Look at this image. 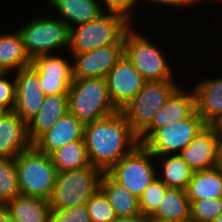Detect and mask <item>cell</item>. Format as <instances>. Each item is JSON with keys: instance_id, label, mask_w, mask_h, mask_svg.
<instances>
[{"instance_id": "1", "label": "cell", "mask_w": 222, "mask_h": 222, "mask_svg": "<svg viewBox=\"0 0 222 222\" xmlns=\"http://www.w3.org/2000/svg\"><path fill=\"white\" fill-rule=\"evenodd\" d=\"M84 141L90 164L103 173L139 145L138 136L120 110L85 124Z\"/></svg>"}, {"instance_id": "2", "label": "cell", "mask_w": 222, "mask_h": 222, "mask_svg": "<svg viewBox=\"0 0 222 222\" xmlns=\"http://www.w3.org/2000/svg\"><path fill=\"white\" fill-rule=\"evenodd\" d=\"M134 24L123 16L104 12L98 18L70 28L67 53H84L99 47L124 43V34Z\"/></svg>"}, {"instance_id": "3", "label": "cell", "mask_w": 222, "mask_h": 222, "mask_svg": "<svg viewBox=\"0 0 222 222\" xmlns=\"http://www.w3.org/2000/svg\"><path fill=\"white\" fill-rule=\"evenodd\" d=\"M68 109L84 125L118 111L110 100L105 78L73 79Z\"/></svg>"}, {"instance_id": "4", "label": "cell", "mask_w": 222, "mask_h": 222, "mask_svg": "<svg viewBox=\"0 0 222 222\" xmlns=\"http://www.w3.org/2000/svg\"><path fill=\"white\" fill-rule=\"evenodd\" d=\"M148 38L131 25L124 34V55L146 82L174 80L173 68L162 47Z\"/></svg>"}, {"instance_id": "5", "label": "cell", "mask_w": 222, "mask_h": 222, "mask_svg": "<svg viewBox=\"0 0 222 222\" xmlns=\"http://www.w3.org/2000/svg\"><path fill=\"white\" fill-rule=\"evenodd\" d=\"M102 174L103 172L93 165L57 173L49 199L51 209H70L86 205L100 188Z\"/></svg>"}, {"instance_id": "6", "label": "cell", "mask_w": 222, "mask_h": 222, "mask_svg": "<svg viewBox=\"0 0 222 222\" xmlns=\"http://www.w3.org/2000/svg\"><path fill=\"white\" fill-rule=\"evenodd\" d=\"M34 16L18 28L26 53L31 60L38 56L62 52L69 47V26L58 15ZM66 47V48H65ZM59 49V50H58Z\"/></svg>"}, {"instance_id": "7", "label": "cell", "mask_w": 222, "mask_h": 222, "mask_svg": "<svg viewBox=\"0 0 222 222\" xmlns=\"http://www.w3.org/2000/svg\"><path fill=\"white\" fill-rule=\"evenodd\" d=\"M14 160L20 194L49 200L57 175L51 156L32 146Z\"/></svg>"}, {"instance_id": "8", "label": "cell", "mask_w": 222, "mask_h": 222, "mask_svg": "<svg viewBox=\"0 0 222 222\" xmlns=\"http://www.w3.org/2000/svg\"><path fill=\"white\" fill-rule=\"evenodd\" d=\"M175 80L145 82L143 88L120 110L131 130L139 136L179 87Z\"/></svg>"}, {"instance_id": "9", "label": "cell", "mask_w": 222, "mask_h": 222, "mask_svg": "<svg viewBox=\"0 0 222 222\" xmlns=\"http://www.w3.org/2000/svg\"><path fill=\"white\" fill-rule=\"evenodd\" d=\"M155 159V156L144 145L139 144L106 173L139 198L145 188L157 178Z\"/></svg>"}, {"instance_id": "10", "label": "cell", "mask_w": 222, "mask_h": 222, "mask_svg": "<svg viewBox=\"0 0 222 222\" xmlns=\"http://www.w3.org/2000/svg\"><path fill=\"white\" fill-rule=\"evenodd\" d=\"M205 125L195 111L187 119L157 130L143 145L154 156L179 154Z\"/></svg>"}, {"instance_id": "11", "label": "cell", "mask_w": 222, "mask_h": 222, "mask_svg": "<svg viewBox=\"0 0 222 222\" xmlns=\"http://www.w3.org/2000/svg\"><path fill=\"white\" fill-rule=\"evenodd\" d=\"M69 55L73 63V79L105 78L124 55V43Z\"/></svg>"}, {"instance_id": "12", "label": "cell", "mask_w": 222, "mask_h": 222, "mask_svg": "<svg viewBox=\"0 0 222 222\" xmlns=\"http://www.w3.org/2000/svg\"><path fill=\"white\" fill-rule=\"evenodd\" d=\"M61 55L46 54L32 60L38 70L44 95H68L73 83L72 61ZM68 59V60H67Z\"/></svg>"}, {"instance_id": "13", "label": "cell", "mask_w": 222, "mask_h": 222, "mask_svg": "<svg viewBox=\"0 0 222 222\" xmlns=\"http://www.w3.org/2000/svg\"><path fill=\"white\" fill-rule=\"evenodd\" d=\"M196 111L195 95L191 88L181 85L171 94L165 105L154 116L151 124L138 136L139 144H144L157 130L169 124L183 121Z\"/></svg>"}, {"instance_id": "14", "label": "cell", "mask_w": 222, "mask_h": 222, "mask_svg": "<svg viewBox=\"0 0 222 222\" xmlns=\"http://www.w3.org/2000/svg\"><path fill=\"white\" fill-rule=\"evenodd\" d=\"M108 94L113 105L121 110L146 82L125 55L107 73Z\"/></svg>"}, {"instance_id": "15", "label": "cell", "mask_w": 222, "mask_h": 222, "mask_svg": "<svg viewBox=\"0 0 222 222\" xmlns=\"http://www.w3.org/2000/svg\"><path fill=\"white\" fill-rule=\"evenodd\" d=\"M15 108L14 112L28 123L39 111L44 93L40 86L38 70L31 64L14 72Z\"/></svg>"}, {"instance_id": "16", "label": "cell", "mask_w": 222, "mask_h": 222, "mask_svg": "<svg viewBox=\"0 0 222 222\" xmlns=\"http://www.w3.org/2000/svg\"><path fill=\"white\" fill-rule=\"evenodd\" d=\"M217 138L218 126L205 125L178 155L194 172L214 168Z\"/></svg>"}, {"instance_id": "17", "label": "cell", "mask_w": 222, "mask_h": 222, "mask_svg": "<svg viewBox=\"0 0 222 222\" xmlns=\"http://www.w3.org/2000/svg\"><path fill=\"white\" fill-rule=\"evenodd\" d=\"M32 146L27 123L14 111H6L0 117V158L15 159Z\"/></svg>"}, {"instance_id": "18", "label": "cell", "mask_w": 222, "mask_h": 222, "mask_svg": "<svg viewBox=\"0 0 222 222\" xmlns=\"http://www.w3.org/2000/svg\"><path fill=\"white\" fill-rule=\"evenodd\" d=\"M196 112L206 125H222V77L200 79L192 88Z\"/></svg>"}, {"instance_id": "19", "label": "cell", "mask_w": 222, "mask_h": 222, "mask_svg": "<svg viewBox=\"0 0 222 222\" xmlns=\"http://www.w3.org/2000/svg\"><path fill=\"white\" fill-rule=\"evenodd\" d=\"M84 124L69 111L62 116L54 126L43 133L33 146L46 155L73 141L84 140Z\"/></svg>"}, {"instance_id": "20", "label": "cell", "mask_w": 222, "mask_h": 222, "mask_svg": "<svg viewBox=\"0 0 222 222\" xmlns=\"http://www.w3.org/2000/svg\"><path fill=\"white\" fill-rule=\"evenodd\" d=\"M48 8L59 15L69 28L85 24L104 13L100 0H46Z\"/></svg>"}, {"instance_id": "21", "label": "cell", "mask_w": 222, "mask_h": 222, "mask_svg": "<svg viewBox=\"0 0 222 222\" xmlns=\"http://www.w3.org/2000/svg\"><path fill=\"white\" fill-rule=\"evenodd\" d=\"M68 111V95L44 96L38 113L27 123L30 141L34 143Z\"/></svg>"}, {"instance_id": "22", "label": "cell", "mask_w": 222, "mask_h": 222, "mask_svg": "<svg viewBox=\"0 0 222 222\" xmlns=\"http://www.w3.org/2000/svg\"><path fill=\"white\" fill-rule=\"evenodd\" d=\"M6 206L13 222L50 221L49 200L20 194L8 201Z\"/></svg>"}, {"instance_id": "23", "label": "cell", "mask_w": 222, "mask_h": 222, "mask_svg": "<svg viewBox=\"0 0 222 222\" xmlns=\"http://www.w3.org/2000/svg\"><path fill=\"white\" fill-rule=\"evenodd\" d=\"M32 60L26 53L22 37L18 30L13 33H0V71L17 72L30 66Z\"/></svg>"}, {"instance_id": "24", "label": "cell", "mask_w": 222, "mask_h": 222, "mask_svg": "<svg viewBox=\"0 0 222 222\" xmlns=\"http://www.w3.org/2000/svg\"><path fill=\"white\" fill-rule=\"evenodd\" d=\"M100 189L107 196L117 217L141 215L139 198L115 182L106 172L102 174L100 179Z\"/></svg>"}, {"instance_id": "25", "label": "cell", "mask_w": 222, "mask_h": 222, "mask_svg": "<svg viewBox=\"0 0 222 222\" xmlns=\"http://www.w3.org/2000/svg\"><path fill=\"white\" fill-rule=\"evenodd\" d=\"M185 191L189 202L222 198V171L211 168L194 172Z\"/></svg>"}, {"instance_id": "26", "label": "cell", "mask_w": 222, "mask_h": 222, "mask_svg": "<svg viewBox=\"0 0 222 222\" xmlns=\"http://www.w3.org/2000/svg\"><path fill=\"white\" fill-rule=\"evenodd\" d=\"M149 218L190 222V202L186 191L179 188H167L157 210Z\"/></svg>"}, {"instance_id": "27", "label": "cell", "mask_w": 222, "mask_h": 222, "mask_svg": "<svg viewBox=\"0 0 222 222\" xmlns=\"http://www.w3.org/2000/svg\"><path fill=\"white\" fill-rule=\"evenodd\" d=\"M155 158L161 161L157 168L162 167H160L159 170L157 169V177L165 183L168 188L186 190L194 173L187 163L182 160L178 154L155 156Z\"/></svg>"}, {"instance_id": "28", "label": "cell", "mask_w": 222, "mask_h": 222, "mask_svg": "<svg viewBox=\"0 0 222 222\" xmlns=\"http://www.w3.org/2000/svg\"><path fill=\"white\" fill-rule=\"evenodd\" d=\"M50 156L57 173L91 165L84 140L70 142Z\"/></svg>"}, {"instance_id": "29", "label": "cell", "mask_w": 222, "mask_h": 222, "mask_svg": "<svg viewBox=\"0 0 222 222\" xmlns=\"http://www.w3.org/2000/svg\"><path fill=\"white\" fill-rule=\"evenodd\" d=\"M20 195L14 159L0 158V204Z\"/></svg>"}, {"instance_id": "30", "label": "cell", "mask_w": 222, "mask_h": 222, "mask_svg": "<svg viewBox=\"0 0 222 222\" xmlns=\"http://www.w3.org/2000/svg\"><path fill=\"white\" fill-rule=\"evenodd\" d=\"M92 222H112L117 218L107 196L99 188L86 204Z\"/></svg>"}, {"instance_id": "31", "label": "cell", "mask_w": 222, "mask_h": 222, "mask_svg": "<svg viewBox=\"0 0 222 222\" xmlns=\"http://www.w3.org/2000/svg\"><path fill=\"white\" fill-rule=\"evenodd\" d=\"M167 188L158 177L145 188L139 197V208L143 216L150 217L157 210Z\"/></svg>"}, {"instance_id": "32", "label": "cell", "mask_w": 222, "mask_h": 222, "mask_svg": "<svg viewBox=\"0 0 222 222\" xmlns=\"http://www.w3.org/2000/svg\"><path fill=\"white\" fill-rule=\"evenodd\" d=\"M222 213V198L190 202V222H214Z\"/></svg>"}, {"instance_id": "33", "label": "cell", "mask_w": 222, "mask_h": 222, "mask_svg": "<svg viewBox=\"0 0 222 222\" xmlns=\"http://www.w3.org/2000/svg\"><path fill=\"white\" fill-rule=\"evenodd\" d=\"M100 3L104 12L121 15L131 24L135 16L134 12L136 13L135 7L138 8L140 5L138 0H100Z\"/></svg>"}, {"instance_id": "34", "label": "cell", "mask_w": 222, "mask_h": 222, "mask_svg": "<svg viewBox=\"0 0 222 222\" xmlns=\"http://www.w3.org/2000/svg\"><path fill=\"white\" fill-rule=\"evenodd\" d=\"M49 222H92L86 205L70 209H51Z\"/></svg>"}, {"instance_id": "35", "label": "cell", "mask_w": 222, "mask_h": 222, "mask_svg": "<svg viewBox=\"0 0 222 222\" xmlns=\"http://www.w3.org/2000/svg\"><path fill=\"white\" fill-rule=\"evenodd\" d=\"M10 74L11 72L0 73V106L6 111H13L15 108V78L13 73L11 80Z\"/></svg>"}, {"instance_id": "36", "label": "cell", "mask_w": 222, "mask_h": 222, "mask_svg": "<svg viewBox=\"0 0 222 222\" xmlns=\"http://www.w3.org/2000/svg\"><path fill=\"white\" fill-rule=\"evenodd\" d=\"M140 1H142V0H138V3ZM145 1H147V3L149 1L150 3L154 2L152 4H159V5H163V6L165 5L166 7L167 6H169V7L173 6L176 8L178 7L180 10L184 9V8L189 9V7L191 8V6L195 7L197 4L200 5L198 3V0H145Z\"/></svg>"}, {"instance_id": "37", "label": "cell", "mask_w": 222, "mask_h": 222, "mask_svg": "<svg viewBox=\"0 0 222 222\" xmlns=\"http://www.w3.org/2000/svg\"><path fill=\"white\" fill-rule=\"evenodd\" d=\"M214 168H218L222 171V129L220 126H218Z\"/></svg>"}, {"instance_id": "38", "label": "cell", "mask_w": 222, "mask_h": 222, "mask_svg": "<svg viewBox=\"0 0 222 222\" xmlns=\"http://www.w3.org/2000/svg\"><path fill=\"white\" fill-rule=\"evenodd\" d=\"M112 222H150V218L141 214L131 217H117Z\"/></svg>"}, {"instance_id": "39", "label": "cell", "mask_w": 222, "mask_h": 222, "mask_svg": "<svg viewBox=\"0 0 222 222\" xmlns=\"http://www.w3.org/2000/svg\"><path fill=\"white\" fill-rule=\"evenodd\" d=\"M0 222H13L8 214L6 204H0Z\"/></svg>"}, {"instance_id": "40", "label": "cell", "mask_w": 222, "mask_h": 222, "mask_svg": "<svg viewBox=\"0 0 222 222\" xmlns=\"http://www.w3.org/2000/svg\"><path fill=\"white\" fill-rule=\"evenodd\" d=\"M150 222H176V221H166V220L150 219Z\"/></svg>"}, {"instance_id": "41", "label": "cell", "mask_w": 222, "mask_h": 222, "mask_svg": "<svg viewBox=\"0 0 222 222\" xmlns=\"http://www.w3.org/2000/svg\"><path fill=\"white\" fill-rule=\"evenodd\" d=\"M214 222H222V213L215 219Z\"/></svg>"}, {"instance_id": "42", "label": "cell", "mask_w": 222, "mask_h": 222, "mask_svg": "<svg viewBox=\"0 0 222 222\" xmlns=\"http://www.w3.org/2000/svg\"><path fill=\"white\" fill-rule=\"evenodd\" d=\"M6 112L5 109H3L1 106H0V117Z\"/></svg>"}]
</instances>
